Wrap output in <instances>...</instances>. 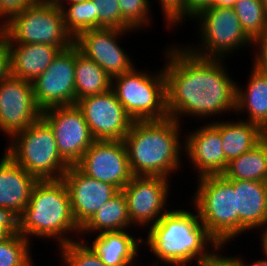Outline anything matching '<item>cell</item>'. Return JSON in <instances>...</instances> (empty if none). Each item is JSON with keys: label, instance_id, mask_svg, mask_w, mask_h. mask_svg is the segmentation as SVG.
<instances>
[{"label": "cell", "instance_id": "obj_6", "mask_svg": "<svg viewBox=\"0 0 267 266\" xmlns=\"http://www.w3.org/2000/svg\"><path fill=\"white\" fill-rule=\"evenodd\" d=\"M9 139L4 152L37 180L62 179L69 168L59 154L53 130L42 117Z\"/></svg>", "mask_w": 267, "mask_h": 266}, {"label": "cell", "instance_id": "obj_48", "mask_svg": "<svg viewBox=\"0 0 267 266\" xmlns=\"http://www.w3.org/2000/svg\"><path fill=\"white\" fill-rule=\"evenodd\" d=\"M267 12V0H261Z\"/></svg>", "mask_w": 267, "mask_h": 266}, {"label": "cell", "instance_id": "obj_45", "mask_svg": "<svg viewBox=\"0 0 267 266\" xmlns=\"http://www.w3.org/2000/svg\"><path fill=\"white\" fill-rule=\"evenodd\" d=\"M64 1H66L67 4H77V3H82L87 0H63L58 5H63Z\"/></svg>", "mask_w": 267, "mask_h": 266}, {"label": "cell", "instance_id": "obj_9", "mask_svg": "<svg viewBox=\"0 0 267 266\" xmlns=\"http://www.w3.org/2000/svg\"><path fill=\"white\" fill-rule=\"evenodd\" d=\"M200 26L199 46H185L191 53L203 58L222 59L252 40L244 32L234 8L213 6L195 17ZM199 47V49H198ZM195 48V49H194Z\"/></svg>", "mask_w": 267, "mask_h": 266}, {"label": "cell", "instance_id": "obj_22", "mask_svg": "<svg viewBox=\"0 0 267 266\" xmlns=\"http://www.w3.org/2000/svg\"><path fill=\"white\" fill-rule=\"evenodd\" d=\"M102 232L90 244L100 260L108 266H132L143 239L131 236L129 231Z\"/></svg>", "mask_w": 267, "mask_h": 266}, {"label": "cell", "instance_id": "obj_26", "mask_svg": "<svg viewBox=\"0 0 267 266\" xmlns=\"http://www.w3.org/2000/svg\"><path fill=\"white\" fill-rule=\"evenodd\" d=\"M132 223L128 214L125 195L119 190L109 201L103 204L95 215L81 228L80 234L84 235L102 232H112L131 228ZM97 231V232H96ZM83 233V234H82Z\"/></svg>", "mask_w": 267, "mask_h": 266}, {"label": "cell", "instance_id": "obj_1", "mask_svg": "<svg viewBox=\"0 0 267 266\" xmlns=\"http://www.w3.org/2000/svg\"><path fill=\"white\" fill-rule=\"evenodd\" d=\"M178 47L167 48L163 66L169 117L181 122L182 116L202 119L235 112L237 83L228 76L223 59L199 57Z\"/></svg>", "mask_w": 267, "mask_h": 266}, {"label": "cell", "instance_id": "obj_18", "mask_svg": "<svg viewBox=\"0 0 267 266\" xmlns=\"http://www.w3.org/2000/svg\"><path fill=\"white\" fill-rule=\"evenodd\" d=\"M194 131L184 138L181 147L197 168L198 177L223 174L229 162L225 159L219 130L209 122Z\"/></svg>", "mask_w": 267, "mask_h": 266}, {"label": "cell", "instance_id": "obj_32", "mask_svg": "<svg viewBox=\"0 0 267 266\" xmlns=\"http://www.w3.org/2000/svg\"><path fill=\"white\" fill-rule=\"evenodd\" d=\"M121 11V29L141 30L148 26L150 19L149 0H118Z\"/></svg>", "mask_w": 267, "mask_h": 266}, {"label": "cell", "instance_id": "obj_28", "mask_svg": "<svg viewBox=\"0 0 267 266\" xmlns=\"http://www.w3.org/2000/svg\"><path fill=\"white\" fill-rule=\"evenodd\" d=\"M233 8L252 41L267 30V12L261 0H237Z\"/></svg>", "mask_w": 267, "mask_h": 266}, {"label": "cell", "instance_id": "obj_35", "mask_svg": "<svg viewBox=\"0 0 267 266\" xmlns=\"http://www.w3.org/2000/svg\"><path fill=\"white\" fill-rule=\"evenodd\" d=\"M19 233V216L8 208L0 207V242Z\"/></svg>", "mask_w": 267, "mask_h": 266}, {"label": "cell", "instance_id": "obj_39", "mask_svg": "<svg viewBox=\"0 0 267 266\" xmlns=\"http://www.w3.org/2000/svg\"><path fill=\"white\" fill-rule=\"evenodd\" d=\"M11 74L10 49L6 36L0 34V81Z\"/></svg>", "mask_w": 267, "mask_h": 266}, {"label": "cell", "instance_id": "obj_23", "mask_svg": "<svg viewBox=\"0 0 267 266\" xmlns=\"http://www.w3.org/2000/svg\"><path fill=\"white\" fill-rule=\"evenodd\" d=\"M211 123L221 134L222 148L228 162L250 151L261 142V127L255 123L244 119L232 123L231 121H211Z\"/></svg>", "mask_w": 267, "mask_h": 266}, {"label": "cell", "instance_id": "obj_38", "mask_svg": "<svg viewBox=\"0 0 267 266\" xmlns=\"http://www.w3.org/2000/svg\"><path fill=\"white\" fill-rule=\"evenodd\" d=\"M215 251L208 259L201 261L198 266H246L242 259L234 256H222Z\"/></svg>", "mask_w": 267, "mask_h": 266}, {"label": "cell", "instance_id": "obj_4", "mask_svg": "<svg viewBox=\"0 0 267 266\" xmlns=\"http://www.w3.org/2000/svg\"><path fill=\"white\" fill-rule=\"evenodd\" d=\"M80 230L63 179L37 180L27 206L19 215V233L29 241L30 236L52 237L60 246L75 241L67 233L78 235Z\"/></svg>", "mask_w": 267, "mask_h": 266}, {"label": "cell", "instance_id": "obj_37", "mask_svg": "<svg viewBox=\"0 0 267 266\" xmlns=\"http://www.w3.org/2000/svg\"><path fill=\"white\" fill-rule=\"evenodd\" d=\"M30 4L29 0H0V18L3 19L0 23L3 25Z\"/></svg>", "mask_w": 267, "mask_h": 266}, {"label": "cell", "instance_id": "obj_33", "mask_svg": "<svg viewBox=\"0 0 267 266\" xmlns=\"http://www.w3.org/2000/svg\"><path fill=\"white\" fill-rule=\"evenodd\" d=\"M98 28L121 29V11L118 0H92Z\"/></svg>", "mask_w": 267, "mask_h": 266}, {"label": "cell", "instance_id": "obj_7", "mask_svg": "<svg viewBox=\"0 0 267 266\" xmlns=\"http://www.w3.org/2000/svg\"><path fill=\"white\" fill-rule=\"evenodd\" d=\"M111 89L133 121L163 120L169 117L164 69L151 74V71L141 72L134 67L112 78Z\"/></svg>", "mask_w": 267, "mask_h": 266}, {"label": "cell", "instance_id": "obj_13", "mask_svg": "<svg viewBox=\"0 0 267 266\" xmlns=\"http://www.w3.org/2000/svg\"><path fill=\"white\" fill-rule=\"evenodd\" d=\"M76 104L95 140H123L134 122L112 89L80 99Z\"/></svg>", "mask_w": 267, "mask_h": 266}, {"label": "cell", "instance_id": "obj_10", "mask_svg": "<svg viewBox=\"0 0 267 266\" xmlns=\"http://www.w3.org/2000/svg\"><path fill=\"white\" fill-rule=\"evenodd\" d=\"M41 117L53 130L62 159L69 166L76 165L95 141L82 110L77 104L51 107Z\"/></svg>", "mask_w": 267, "mask_h": 266}, {"label": "cell", "instance_id": "obj_21", "mask_svg": "<svg viewBox=\"0 0 267 266\" xmlns=\"http://www.w3.org/2000/svg\"><path fill=\"white\" fill-rule=\"evenodd\" d=\"M11 75L24 81H35L62 50L47 44H8Z\"/></svg>", "mask_w": 267, "mask_h": 266}, {"label": "cell", "instance_id": "obj_16", "mask_svg": "<svg viewBox=\"0 0 267 266\" xmlns=\"http://www.w3.org/2000/svg\"><path fill=\"white\" fill-rule=\"evenodd\" d=\"M118 28H97L81 32L74 44L81 53L99 65L111 78L131 71L135 65L128 53L118 44V39L125 32Z\"/></svg>", "mask_w": 267, "mask_h": 266}, {"label": "cell", "instance_id": "obj_20", "mask_svg": "<svg viewBox=\"0 0 267 266\" xmlns=\"http://www.w3.org/2000/svg\"><path fill=\"white\" fill-rule=\"evenodd\" d=\"M37 179L17 164L8 154L0 159V207L18 216L27 206Z\"/></svg>", "mask_w": 267, "mask_h": 266}, {"label": "cell", "instance_id": "obj_46", "mask_svg": "<svg viewBox=\"0 0 267 266\" xmlns=\"http://www.w3.org/2000/svg\"><path fill=\"white\" fill-rule=\"evenodd\" d=\"M31 3H50V0H29Z\"/></svg>", "mask_w": 267, "mask_h": 266}, {"label": "cell", "instance_id": "obj_8", "mask_svg": "<svg viewBox=\"0 0 267 266\" xmlns=\"http://www.w3.org/2000/svg\"><path fill=\"white\" fill-rule=\"evenodd\" d=\"M8 44H47L65 50L74 44L59 5L31 3L3 24Z\"/></svg>", "mask_w": 267, "mask_h": 266}, {"label": "cell", "instance_id": "obj_12", "mask_svg": "<svg viewBox=\"0 0 267 266\" xmlns=\"http://www.w3.org/2000/svg\"><path fill=\"white\" fill-rule=\"evenodd\" d=\"M41 111L75 104V44L61 50L51 65L32 83Z\"/></svg>", "mask_w": 267, "mask_h": 266}, {"label": "cell", "instance_id": "obj_43", "mask_svg": "<svg viewBox=\"0 0 267 266\" xmlns=\"http://www.w3.org/2000/svg\"><path fill=\"white\" fill-rule=\"evenodd\" d=\"M261 142L267 148V122L261 127Z\"/></svg>", "mask_w": 267, "mask_h": 266}, {"label": "cell", "instance_id": "obj_3", "mask_svg": "<svg viewBox=\"0 0 267 266\" xmlns=\"http://www.w3.org/2000/svg\"><path fill=\"white\" fill-rule=\"evenodd\" d=\"M181 124L171 117L132 123L123 142L134 176L169 179L171 173L181 168Z\"/></svg>", "mask_w": 267, "mask_h": 266}, {"label": "cell", "instance_id": "obj_49", "mask_svg": "<svg viewBox=\"0 0 267 266\" xmlns=\"http://www.w3.org/2000/svg\"><path fill=\"white\" fill-rule=\"evenodd\" d=\"M3 25L0 23V34L2 33Z\"/></svg>", "mask_w": 267, "mask_h": 266}, {"label": "cell", "instance_id": "obj_44", "mask_svg": "<svg viewBox=\"0 0 267 266\" xmlns=\"http://www.w3.org/2000/svg\"><path fill=\"white\" fill-rule=\"evenodd\" d=\"M266 258L264 260H256L255 262H253L251 265H247L246 266H267V256H265Z\"/></svg>", "mask_w": 267, "mask_h": 266}, {"label": "cell", "instance_id": "obj_29", "mask_svg": "<svg viewBox=\"0 0 267 266\" xmlns=\"http://www.w3.org/2000/svg\"><path fill=\"white\" fill-rule=\"evenodd\" d=\"M66 30L75 39L81 32L98 28V17L94 14V3L87 0L82 3L59 5Z\"/></svg>", "mask_w": 267, "mask_h": 266}, {"label": "cell", "instance_id": "obj_40", "mask_svg": "<svg viewBox=\"0 0 267 266\" xmlns=\"http://www.w3.org/2000/svg\"><path fill=\"white\" fill-rule=\"evenodd\" d=\"M187 18L194 20L201 12L214 6V0H186Z\"/></svg>", "mask_w": 267, "mask_h": 266}, {"label": "cell", "instance_id": "obj_41", "mask_svg": "<svg viewBox=\"0 0 267 266\" xmlns=\"http://www.w3.org/2000/svg\"><path fill=\"white\" fill-rule=\"evenodd\" d=\"M237 0H214V6L233 8Z\"/></svg>", "mask_w": 267, "mask_h": 266}, {"label": "cell", "instance_id": "obj_25", "mask_svg": "<svg viewBox=\"0 0 267 266\" xmlns=\"http://www.w3.org/2000/svg\"><path fill=\"white\" fill-rule=\"evenodd\" d=\"M112 78L75 45V104L88 96L111 89Z\"/></svg>", "mask_w": 267, "mask_h": 266}, {"label": "cell", "instance_id": "obj_2", "mask_svg": "<svg viewBox=\"0 0 267 266\" xmlns=\"http://www.w3.org/2000/svg\"><path fill=\"white\" fill-rule=\"evenodd\" d=\"M149 228L143 244L165 265L188 266L193 259L199 264L215 251L222 250L208 234L198 213L193 214L184 209L169 210ZM207 245L214 248L213 251Z\"/></svg>", "mask_w": 267, "mask_h": 266}, {"label": "cell", "instance_id": "obj_15", "mask_svg": "<svg viewBox=\"0 0 267 266\" xmlns=\"http://www.w3.org/2000/svg\"><path fill=\"white\" fill-rule=\"evenodd\" d=\"M169 185L166 177L133 176L122 189L132 224L141 227L154 225L169 211L164 209L169 196Z\"/></svg>", "mask_w": 267, "mask_h": 266}, {"label": "cell", "instance_id": "obj_5", "mask_svg": "<svg viewBox=\"0 0 267 266\" xmlns=\"http://www.w3.org/2000/svg\"><path fill=\"white\" fill-rule=\"evenodd\" d=\"M192 202L208 234L224 247L238 236V212L233 183L223 174L198 177Z\"/></svg>", "mask_w": 267, "mask_h": 266}, {"label": "cell", "instance_id": "obj_17", "mask_svg": "<svg viewBox=\"0 0 267 266\" xmlns=\"http://www.w3.org/2000/svg\"><path fill=\"white\" fill-rule=\"evenodd\" d=\"M62 179L69 193L74 219L80 228L118 192L113 185L87 176L76 165L69 166Z\"/></svg>", "mask_w": 267, "mask_h": 266}, {"label": "cell", "instance_id": "obj_27", "mask_svg": "<svg viewBox=\"0 0 267 266\" xmlns=\"http://www.w3.org/2000/svg\"><path fill=\"white\" fill-rule=\"evenodd\" d=\"M229 180L267 182V148L260 142L253 149L232 159L223 173Z\"/></svg>", "mask_w": 267, "mask_h": 266}, {"label": "cell", "instance_id": "obj_31", "mask_svg": "<svg viewBox=\"0 0 267 266\" xmlns=\"http://www.w3.org/2000/svg\"><path fill=\"white\" fill-rule=\"evenodd\" d=\"M87 241H71L59 246L61 261L65 266H108L102 262L99 256L91 249Z\"/></svg>", "mask_w": 267, "mask_h": 266}, {"label": "cell", "instance_id": "obj_24", "mask_svg": "<svg viewBox=\"0 0 267 266\" xmlns=\"http://www.w3.org/2000/svg\"><path fill=\"white\" fill-rule=\"evenodd\" d=\"M246 89L236 84V113L247 111L246 121L262 127L267 122V75L256 68L250 72Z\"/></svg>", "mask_w": 267, "mask_h": 266}, {"label": "cell", "instance_id": "obj_36", "mask_svg": "<svg viewBox=\"0 0 267 266\" xmlns=\"http://www.w3.org/2000/svg\"><path fill=\"white\" fill-rule=\"evenodd\" d=\"M252 45H257L253 47L259 50L254 56L252 67L267 75V30L261 36L256 37Z\"/></svg>", "mask_w": 267, "mask_h": 266}, {"label": "cell", "instance_id": "obj_34", "mask_svg": "<svg viewBox=\"0 0 267 266\" xmlns=\"http://www.w3.org/2000/svg\"><path fill=\"white\" fill-rule=\"evenodd\" d=\"M159 2L168 28L175 27L176 24L183 22V19H187L186 0H159Z\"/></svg>", "mask_w": 267, "mask_h": 266}, {"label": "cell", "instance_id": "obj_47", "mask_svg": "<svg viewBox=\"0 0 267 266\" xmlns=\"http://www.w3.org/2000/svg\"><path fill=\"white\" fill-rule=\"evenodd\" d=\"M62 0H50V3L58 5Z\"/></svg>", "mask_w": 267, "mask_h": 266}, {"label": "cell", "instance_id": "obj_42", "mask_svg": "<svg viewBox=\"0 0 267 266\" xmlns=\"http://www.w3.org/2000/svg\"><path fill=\"white\" fill-rule=\"evenodd\" d=\"M264 228V229H263ZM262 228V236H261V239H262V250H263V253L265 256H267V223L263 226Z\"/></svg>", "mask_w": 267, "mask_h": 266}, {"label": "cell", "instance_id": "obj_19", "mask_svg": "<svg viewBox=\"0 0 267 266\" xmlns=\"http://www.w3.org/2000/svg\"><path fill=\"white\" fill-rule=\"evenodd\" d=\"M236 193L238 235L267 223V182L230 180ZM245 231V232H244Z\"/></svg>", "mask_w": 267, "mask_h": 266}, {"label": "cell", "instance_id": "obj_11", "mask_svg": "<svg viewBox=\"0 0 267 266\" xmlns=\"http://www.w3.org/2000/svg\"><path fill=\"white\" fill-rule=\"evenodd\" d=\"M76 166L87 176L122 190L133 178L123 140H95Z\"/></svg>", "mask_w": 267, "mask_h": 266}, {"label": "cell", "instance_id": "obj_14", "mask_svg": "<svg viewBox=\"0 0 267 266\" xmlns=\"http://www.w3.org/2000/svg\"><path fill=\"white\" fill-rule=\"evenodd\" d=\"M31 82L12 76L0 81V130L9 138L41 117Z\"/></svg>", "mask_w": 267, "mask_h": 266}, {"label": "cell", "instance_id": "obj_30", "mask_svg": "<svg viewBox=\"0 0 267 266\" xmlns=\"http://www.w3.org/2000/svg\"><path fill=\"white\" fill-rule=\"evenodd\" d=\"M30 245L20 233L0 242V266H33Z\"/></svg>", "mask_w": 267, "mask_h": 266}]
</instances>
